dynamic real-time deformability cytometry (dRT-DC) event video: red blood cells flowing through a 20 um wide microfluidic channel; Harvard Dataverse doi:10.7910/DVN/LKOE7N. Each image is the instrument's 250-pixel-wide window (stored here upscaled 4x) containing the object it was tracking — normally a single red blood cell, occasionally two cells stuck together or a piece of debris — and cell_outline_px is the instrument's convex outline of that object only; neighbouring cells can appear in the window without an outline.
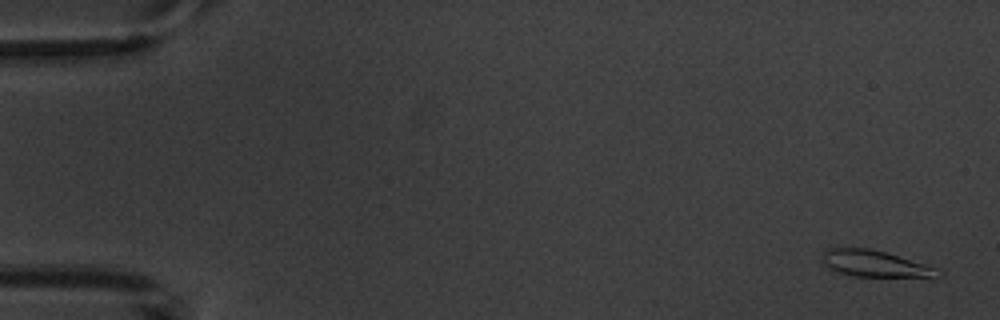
{"species": "common noctule bat (a hibernating species)", "species_latin": "Nyctalus noctula", "temperature_condition": "warm", "stored_images_in_passage": 4, "camera_frame_rate_fps": 3000, "um_per_image_px": 0.085, "animal": {"sex": "male", "body_mass_g": 20.1, "forearm_length_mm": 53.5}, "frame": {"image": 1, "passage_image": 1, "time_ms": 0.0, "image_size_px": [1000, 320], "cell_outline_px": [[940, 276], [852, 276], [828, 268], [820, 260], [820, 256], [828, 248], [872, 248], [924, 264], [936, 268], [940, 272]], "centroid_in_image_um": [74.25, 22.39], "position_along_channel_um": 10.7, "area_um2": 17.46}}